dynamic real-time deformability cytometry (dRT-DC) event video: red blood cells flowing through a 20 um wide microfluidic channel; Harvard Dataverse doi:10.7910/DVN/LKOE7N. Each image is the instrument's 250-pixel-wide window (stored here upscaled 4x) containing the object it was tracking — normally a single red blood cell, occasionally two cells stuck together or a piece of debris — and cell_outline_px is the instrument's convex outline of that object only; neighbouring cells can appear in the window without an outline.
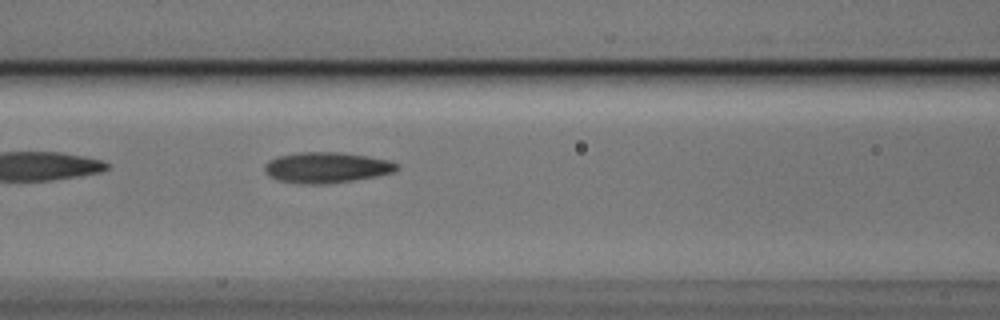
{"species": "Egyptian fruit bat (a non-hibernating species)", "species_latin": "Rousettus aegyptiacus", "temperature_condition": "cold", "stored_images_in_passage": 38, "camera_frame_rate_fps": 3000, "um_per_image_px": 0.085, "animal": {"sex": "male"}, "frame": {"image": 1, "passage_image": 7, "time_ms": 2.0, "image_size_px": [1000, 320], "cell_outline_px": [[400, 168], [396, 172], [376, 176], [352, 180], [324, 184], [304, 184], [276, 180], [268, 176], [264, 172], [264, 164], [268, 160], [280, 156], [300, 152], [340, 152], [388, 160], [400, 164]], "centroid_in_image_um": [27.75, 14.24], "position_along_channel_um": 138.9, "area_um2": 23.76}}
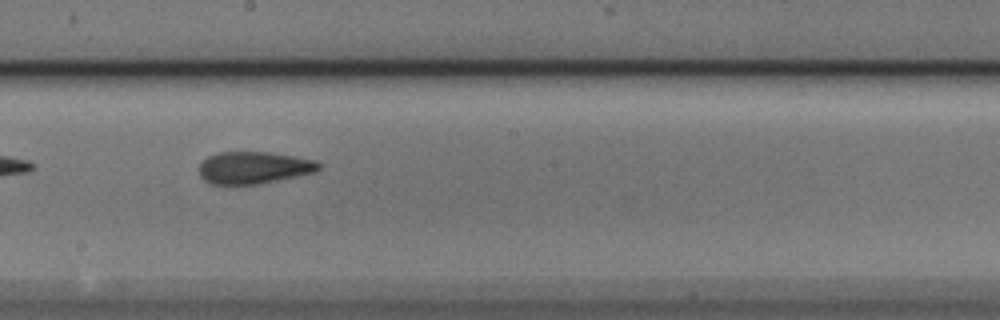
{"frame": {"image": 2, "passage_image": 14, "time_ms": 4.333, "image_size_px": [1000, 320], "cell_outline_px": [[320, 168], [316, 172], [260, 184], [208, 184], [200, 176], [200, 164], [208, 156], [216, 152], [268, 152], [296, 156], [316, 160], [320, 164]], "centroid_in_image_um": [21.58, 14.25], "position_along_channel_um": 226.6, "area_um2": 22.54}}
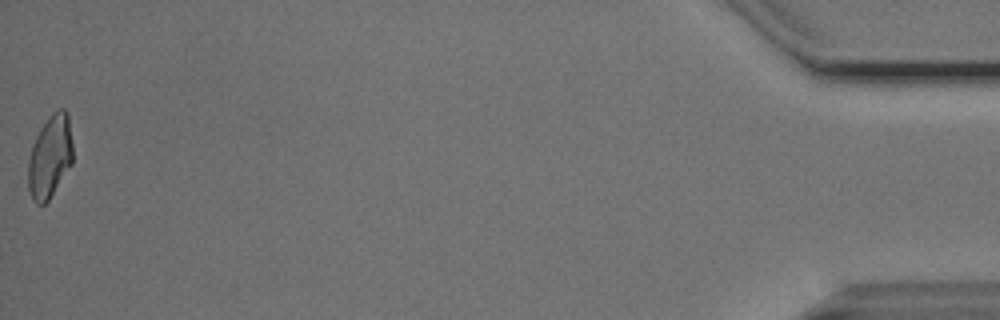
{"frame": {"image": 3, "passage_image": 38, "time_ms": 12.333, "image_size_px": [1000, 320], "cell_outline_px": [[72, 164], [48, 200], [44, 204], [36, 204], [32, 200], [28, 188], [28, 160], [32, 144], [40, 128], [52, 112], [60, 108], [64, 108], [68, 112], [72, 144]], "centroid_in_image_um": [4.24, 13.3], "position_along_channel_um": 431.0, "area_um2": 21.62}, "authors_computed_cell_mechanics": {"area_um2": 22.2241, "velocity_mm_per_s": 3.769, "shape_relaxation_time_tau1_ms": 5.5286, "shape_relaxation_time_tau2_ms": 2.9006, "deformation_change_tau1": 0.1753, "deformation_change_tau2": 0.1143}}